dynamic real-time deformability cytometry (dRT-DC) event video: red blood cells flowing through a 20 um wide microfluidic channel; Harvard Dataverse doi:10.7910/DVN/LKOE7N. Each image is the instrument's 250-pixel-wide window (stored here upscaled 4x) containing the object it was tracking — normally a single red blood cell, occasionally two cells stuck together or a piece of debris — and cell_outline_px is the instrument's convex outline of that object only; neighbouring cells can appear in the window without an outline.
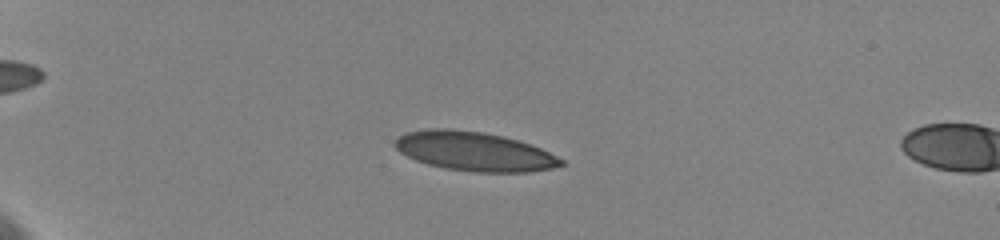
{"species": "human", "species_latin": "Homo sapiens", "temperature_condition": "cold", "stored_images_in_passage": 9, "camera_frame_rate_fps": 3000, "um_per_image_px": 0.085, "donor": {"sex": "female"}, "frame": {"image": 1, "passage_image": 7, "time_ms": 5.333, "image_size_px": [1000, 240], "cell_outline_px": [[564, 164], [552, 168], [528, 172], [472, 172], [444, 168], [428, 164], [416, 160], [400, 152], [392, 144], [400, 136], [408, 132], [428, 128], [448, 128], [484, 132], [504, 136], [532, 144], [564, 160]], "centroid_in_image_um": [40.31, 12.86], "position_along_channel_um": 44.7, "area_um2": 37.92}}